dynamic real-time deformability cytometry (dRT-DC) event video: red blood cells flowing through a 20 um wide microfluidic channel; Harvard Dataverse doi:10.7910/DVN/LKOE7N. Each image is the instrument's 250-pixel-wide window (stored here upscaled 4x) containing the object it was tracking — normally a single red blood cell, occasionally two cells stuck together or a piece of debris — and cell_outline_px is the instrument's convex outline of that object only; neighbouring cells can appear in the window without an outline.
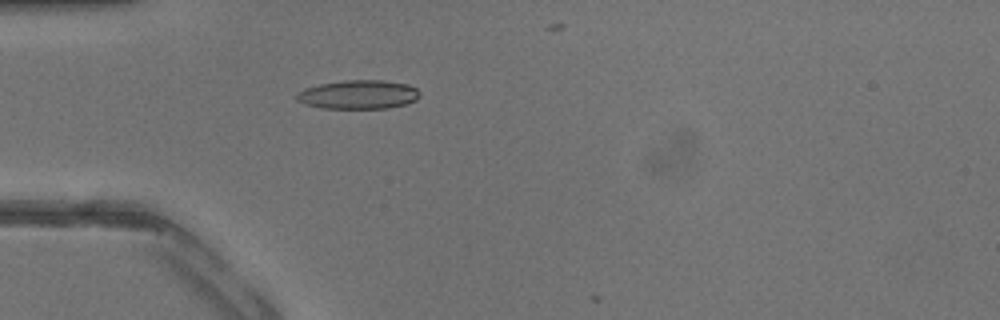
{"species": "common noctule bat (a hibernating species)", "species_latin": "Nyctalus noctula", "temperature_condition": "warm", "stored_images_in_passage": 14, "camera_frame_rate_fps": 3000, "um_per_image_px": 0.085, "animal": {"sex": "male", "body_mass_g": 13.3}, "frame": {"image": 1, "passage_image": 13, "time_ms": 4.0, "image_size_px": [1000, 320], "cell_outline_px": [[420, 96], [416, 100], [408, 104], [388, 108], [320, 108], [304, 104], [296, 100], [296, 92], [304, 88], [320, 84], [344, 80], [384, 80], [408, 84], [416, 88], [420, 92]], "centroid_in_image_um": [30.46, 8.04], "position_along_channel_um": 54.5, "area_um2": 20.98}}